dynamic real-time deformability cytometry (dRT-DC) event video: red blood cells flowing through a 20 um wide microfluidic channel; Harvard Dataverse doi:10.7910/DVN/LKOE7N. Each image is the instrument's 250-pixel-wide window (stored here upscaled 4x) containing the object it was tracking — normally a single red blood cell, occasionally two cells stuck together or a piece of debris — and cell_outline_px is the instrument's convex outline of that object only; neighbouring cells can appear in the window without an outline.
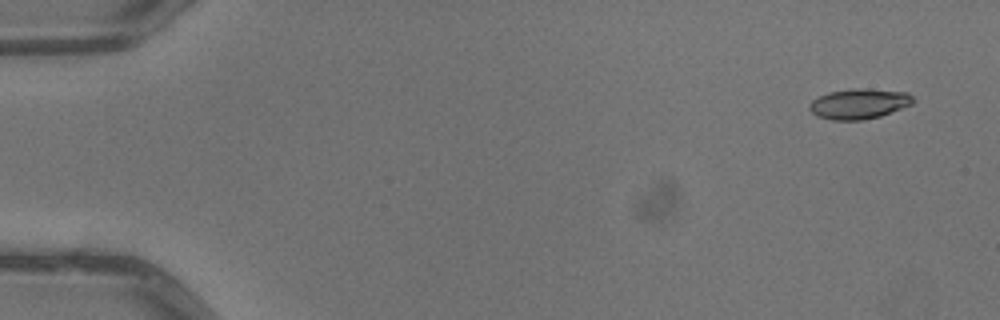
{"species": "common noctule bat (a hibernating species)", "species_latin": "Nyctalus noctula", "temperature_condition": "warm", "stored_images_in_passage": 4, "segment_of_instrument_passage": [1, 2], "camera_frame_rate_fps": 3000, "um_per_image_px": 0.085, "animal": {"sex": "male", "body_mass_g": 13.3}, "frame": {"image": 1, "passage_image": 1, "time_ms": 0.0, "image_size_px": [1000, 320], "cell_outline_px": [[916, 100], [912, 104], [880, 116], [860, 120], [832, 120], [816, 116], [808, 108], [808, 104], [812, 100], [828, 92], [852, 88], [868, 88], [908, 92]], "centroid_in_image_um": [73.01, 8.81], "position_along_channel_um": 12.0, "area_um2": 18.44}}